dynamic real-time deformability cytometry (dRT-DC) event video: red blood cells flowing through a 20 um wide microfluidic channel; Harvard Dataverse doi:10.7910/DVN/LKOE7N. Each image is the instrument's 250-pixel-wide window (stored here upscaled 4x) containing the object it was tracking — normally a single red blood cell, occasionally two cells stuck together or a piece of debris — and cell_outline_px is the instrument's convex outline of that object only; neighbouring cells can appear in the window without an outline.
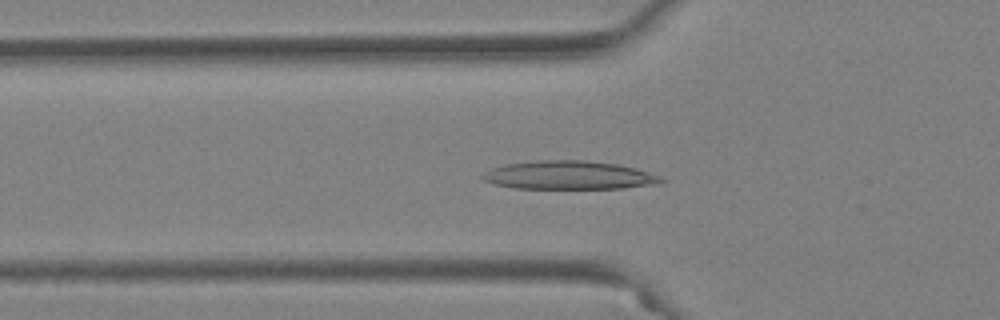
{"species": "Egyptian fruit bat (a non-hibernating species)", "species_latin": "Rousettus aegyptiacus", "temperature_condition": "warm", "stored_images_in_passage": 46, "camera_frame_rate_fps": 3000, "um_per_image_px": 0.085, "animal": {"sex": "female"}, "frame": {"image": 1, "passage_image": 14, "time_ms": 4.333, "image_size_px": [1000, 320], "cell_outline_px": [[668, 180], [652, 184], [624, 188], [516, 188], [496, 184], [484, 180], [480, 176], [484, 172], [492, 168], [504, 164], [536, 160], [584, 160], [616, 164], [636, 168], [660, 176]], "centroid_in_image_um": [48.35, 14.88], "position_along_channel_um": 77.5, "area_um2": 29.42}}
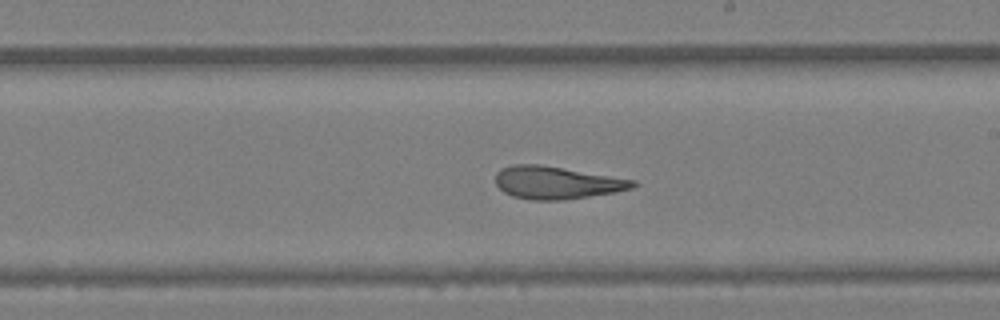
{"frame": {"image": 2, "passage_image": 26, "time_ms": 8.333, "image_size_px": [1000, 320], "cell_outline_px": [[636, 184], [632, 188], [616, 192], [564, 200], [532, 200], [512, 196], [504, 192], [496, 184], [496, 172], [500, 168], [512, 164], [540, 164], [636, 180]], "centroid_in_image_um": [47.29, 15.52], "position_along_channel_um": 241.7, "area_um2": 26.13}}
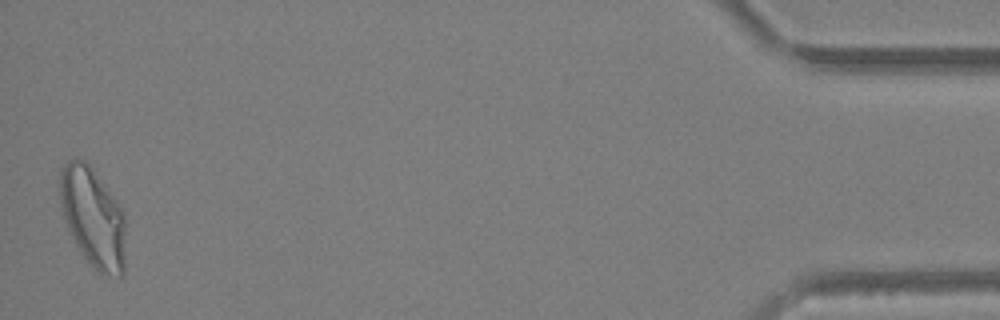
{"frame": {"image": 3, "passage_image": 46, "time_ms": 15.0, "image_size_px": [1000, 320], "cell_outline_px": [[124, 272], [120, 276], [100, 272], [80, 252], [68, 232], [60, 208], [60, 168], [68, 160], [76, 156], [84, 160], [92, 168], [116, 200], [124, 212]], "centroid_in_image_um": [7.86, 18.43], "position_along_channel_um": 427.3, "area_um2": 38.03}, "authors_computed_cell_mechanics": {"area_um2": 28.9578, "velocity_mm_per_s": 4.1035, "shape_relaxation_time_tau1_ms": null, "shape_relaxation_time_tau2_ms": 2.5982, "deformation_change_tau1": null, "deformation_change_tau2": 0.1025}}